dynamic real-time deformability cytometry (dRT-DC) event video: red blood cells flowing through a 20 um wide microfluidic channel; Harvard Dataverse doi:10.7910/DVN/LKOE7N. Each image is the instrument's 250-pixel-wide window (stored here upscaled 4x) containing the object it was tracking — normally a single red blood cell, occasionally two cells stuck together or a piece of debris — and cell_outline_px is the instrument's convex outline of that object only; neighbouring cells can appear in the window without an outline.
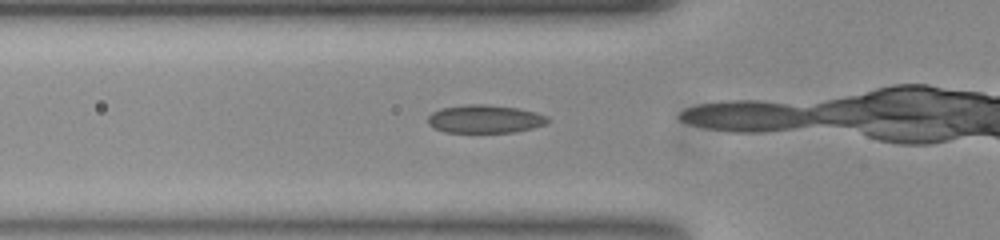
{"species": "common noctule bat (a hibernating species)", "species_latin": "Nyctalus noctula", "temperature_condition": "room temperature", "stored_images_in_passage": 12, "camera_frame_rate_fps": 3000, "um_per_image_px": 0.085, "animal": {"sex": "female", "body_mass_g": 23.0, "forearm_length_mm": 53.4}, "frame": {"image": 1, "passage_image": 11, "time_ms": 3.333, "image_size_px": [1000, 240], "cell_outline_px": [[548, 120], [544, 124], [532, 128], [516, 132], [444, 132], [428, 124], [428, 116], [432, 112], [440, 108], [468, 104], [484, 104], [516, 108], [536, 112], [548, 116]], "centroid_in_image_um": [41.2, 10.11], "position_along_channel_um": 84.6, "area_um2": 19.54}}